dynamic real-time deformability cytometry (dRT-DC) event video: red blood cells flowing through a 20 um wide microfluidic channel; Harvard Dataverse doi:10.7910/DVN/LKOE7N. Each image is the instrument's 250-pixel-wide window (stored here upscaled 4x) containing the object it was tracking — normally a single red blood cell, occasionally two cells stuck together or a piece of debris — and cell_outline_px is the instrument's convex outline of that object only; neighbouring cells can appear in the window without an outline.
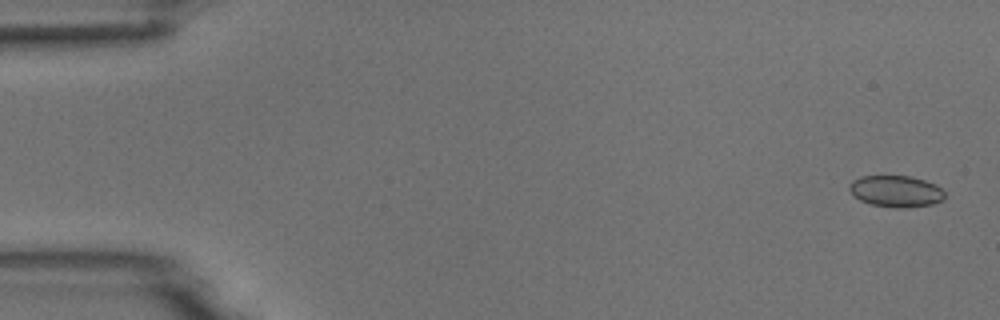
{"species": "common noctule bat (a hibernating species)", "species_latin": "Nyctalus noctula", "temperature_condition": "room temperature", "stored_images_in_passage": 5, "camera_frame_rate_fps": 3000, "um_per_image_px": 0.085, "animal": {"sex": "male", "body_mass_g": 18.8}, "frame": {"image": 1, "passage_image": 1, "time_ms": 0.0, "image_size_px": [1000, 320], "cell_outline_px": [[944, 200], [932, 204], [900, 208], [896, 208], [872, 204], [860, 200], [852, 196], [848, 188], [848, 184], [852, 180], [860, 176], [912, 176], [936, 184], [944, 192]], "centroid_in_image_um": [76.12, 16.25], "position_along_channel_um": 8.9, "area_um2": 17.63}}
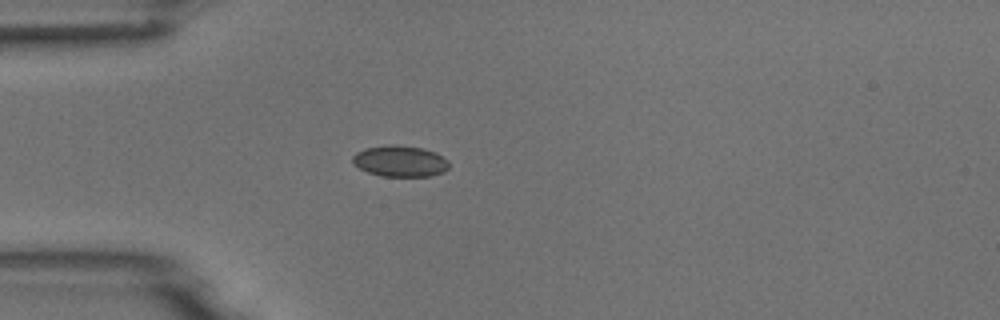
{"frame": {"image": 2, "passage_image": 4, "time_ms": 4.333, "image_size_px": [1000, 320], "cell_outline_px": [[448, 168], [444, 172], [432, 176], [380, 176], [368, 172], [352, 164], [352, 156], [356, 152], [364, 148], [388, 144], [392, 144], [424, 148], [436, 152], [448, 160]], "centroid_in_image_um": [33.99, 13.69], "position_along_channel_um": 51.0, "area_um2": 17.74}}